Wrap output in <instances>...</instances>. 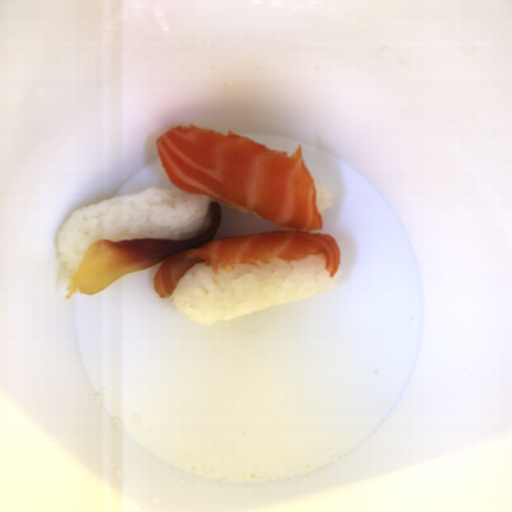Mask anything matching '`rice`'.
<instances>
[{
    "mask_svg": "<svg viewBox=\"0 0 512 512\" xmlns=\"http://www.w3.org/2000/svg\"><path fill=\"white\" fill-rule=\"evenodd\" d=\"M342 269L333 278L323 258L307 256L271 262L261 268L236 265L231 271L197 263L176 283L170 296L177 311L203 325L231 321L257 310L302 301L337 288Z\"/></svg>",
    "mask_w": 512,
    "mask_h": 512,
    "instance_id": "obj_1",
    "label": "rice"
},
{
    "mask_svg": "<svg viewBox=\"0 0 512 512\" xmlns=\"http://www.w3.org/2000/svg\"><path fill=\"white\" fill-rule=\"evenodd\" d=\"M211 201L180 188L152 186L77 208L56 236L57 257L70 277L98 240L192 238L208 228Z\"/></svg>",
    "mask_w": 512,
    "mask_h": 512,
    "instance_id": "obj_2",
    "label": "rice"
},
{
    "mask_svg": "<svg viewBox=\"0 0 512 512\" xmlns=\"http://www.w3.org/2000/svg\"><path fill=\"white\" fill-rule=\"evenodd\" d=\"M314 184L316 188V206L323 220L324 211L333 204V195L332 192L321 183L314 181Z\"/></svg>",
    "mask_w": 512,
    "mask_h": 512,
    "instance_id": "obj_3",
    "label": "rice"
}]
</instances>
